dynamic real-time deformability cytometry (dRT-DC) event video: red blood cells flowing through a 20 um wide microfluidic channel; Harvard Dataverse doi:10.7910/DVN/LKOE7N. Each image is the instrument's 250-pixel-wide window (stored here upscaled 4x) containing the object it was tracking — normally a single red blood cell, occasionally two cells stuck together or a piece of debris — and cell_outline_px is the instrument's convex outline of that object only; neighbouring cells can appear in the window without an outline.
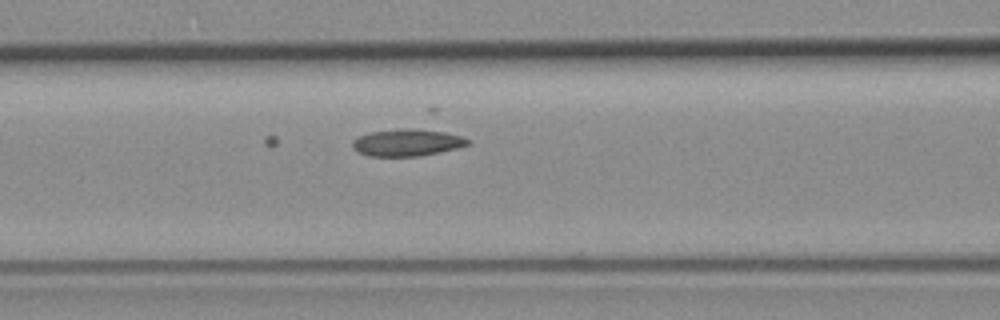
{"species": "common noctule bat (a hibernating species)", "species_latin": "Nyctalus noctula", "temperature_condition": "room temperature", "stored_images_in_passage": 37, "camera_frame_rate_fps": 3000, "um_per_image_px": 0.085, "animal": {"sex": "female", "body_mass_g": 19.3, "forearm_length_mm": 54.1}, "frame": {"image": 1, "passage_image": 12, "time_ms": 3.667, "image_size_px": [1000, 320], "cell_outline_px": [[472, 144], [456, 148], [420, 156], [368, 156], [356, 152], [352, 148], [352, 140], [368, 132], [396, 128], [432, 128], [460, 136], [472, 140]], "centroid_in_image_um": [34.61, 12.09], "position_along_channel_um": 132.0, "area_um2": 18.73}}
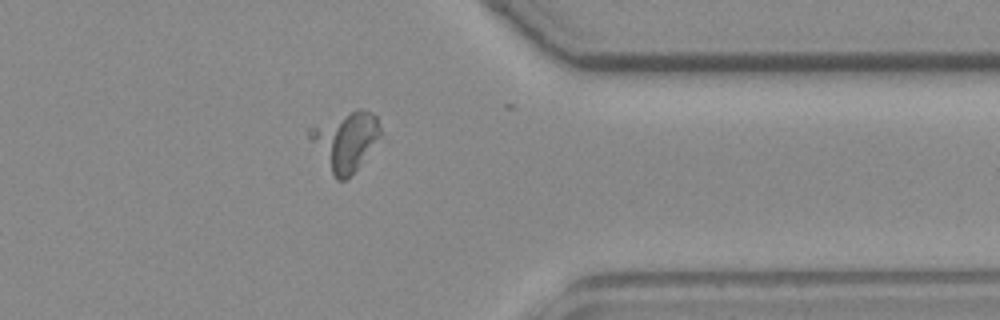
{"frame": {"image": 2, "passage_image": 33, "time_ms": 10.667, "image_size_px": [1000, 320], "cell_outline_px": [[380, 136], [356, 168], [344, 180], [336, 180], [308, 136], [308, 128], [360, 108], [364, 108], [372, 112], [376, 116], [380, 128]], "centroid_in_image_um": [29.37, 11.95], "position_along_channel_um": 382.0, "area_um2": 23.18}}